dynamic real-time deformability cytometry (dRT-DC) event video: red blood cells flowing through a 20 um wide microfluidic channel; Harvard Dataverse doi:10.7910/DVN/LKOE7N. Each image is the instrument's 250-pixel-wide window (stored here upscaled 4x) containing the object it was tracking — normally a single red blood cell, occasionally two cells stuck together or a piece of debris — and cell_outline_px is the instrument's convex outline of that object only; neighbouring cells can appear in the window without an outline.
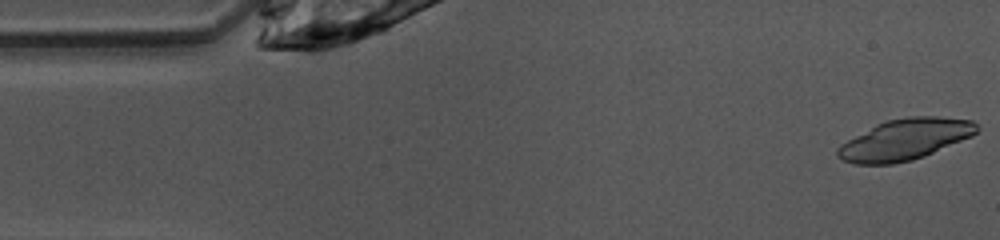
{"species": "common noctule bat (a hibernating species)", "species_latin": "Nyctalus noctula", "temperature_condition": "warm", "stored_images_in_passage": 47, "camera_frame_rate_fps": 3000, "um_per_image_px": 0.085, "animal": {"sex": "female", "body_mass_g": 10.0, "forearm_length_mm": 53.1}, "frame": {"image": 1, "passage_image": 1, "time_ms": 0.0, "image_size_px": [1000, 240], "cell_outline_px": [[980, 128], [972, 136], [924, 156], [912, 160], [892, 164], [856, 164], [844, 160], [836, 156], [836, 148], [840, 144], [876, 124], [888, 120], [908, 116], [936, 116], [972, 120]], "centroid_in_image_um": [76.91, 11.85], "position_along_channel_um": 8.1, "area_um2": 33.18}}